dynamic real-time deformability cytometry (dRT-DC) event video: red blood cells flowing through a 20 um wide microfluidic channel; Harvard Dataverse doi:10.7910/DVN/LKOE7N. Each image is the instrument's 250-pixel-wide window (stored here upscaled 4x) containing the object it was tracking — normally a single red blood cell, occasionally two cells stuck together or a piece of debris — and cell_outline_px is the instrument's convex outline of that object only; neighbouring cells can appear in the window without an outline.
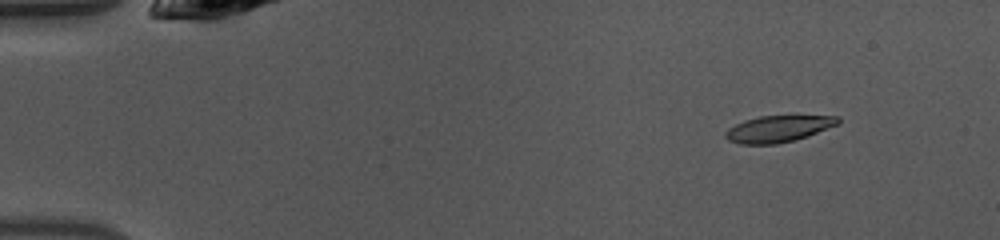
{"species": "common noctule bat (a hibernating species)", "species_latin": "Nyctalus noctula", "temperature_condition": "warm", "stored_images_in_passage": 49, "camera_frame_rate_fps": 3000, "um_per_image_px": 0.085, "animal": {"sex": "female", "body_mass_g": 10.0, "forearm_length_mm": 53.1}, "frame": {"image": 1, "passage_image": 6, "time_ms": 1.667, "image_size_px": [1000, 240], "cell_outline_px": [[840, 124], [796, 140], [776, 144], [740, 144], [728, 140], [724, 136], [724, 132], [728, 128], [744, 120], [760, 116], [840, 116]], "centroid_in_image_um": [66.15, 10.95], "position_along_channel_um": 18.8, "area_um2": 17.46}}
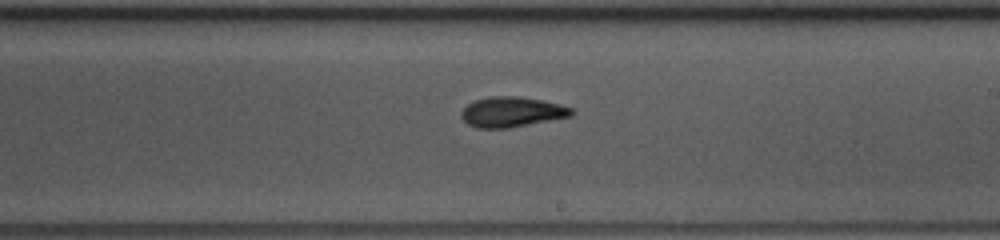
{"frame": {"image": 2, "passage_image": 29, "time_ms": 9.333, "image_size_px": [1000, 240], "cell_outline_px": [[572, 116], [508, 128], [476, 128], [468, 124], [460, 116], [460, 112], [468, 104], [476, 100], [492, 96], [520, 96], [560, 104], [572, 108]], "centroid_in_image_um": [43.48, 9.52], "position_along_channel_um": 245.5, "area_um2": 19.25}}
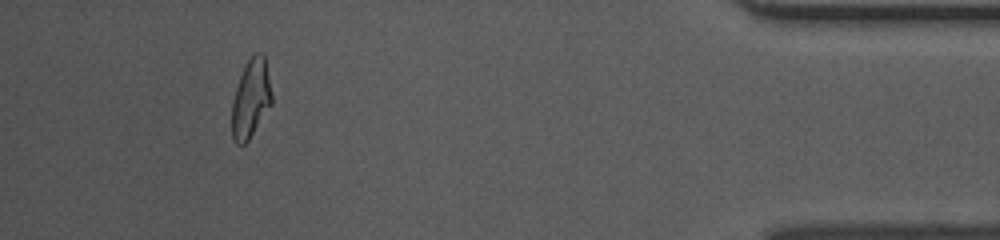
{"frame": {"image": 3, "passage_image": 45, "time_ms": 14.667, "image_size_px": [1000, 240], "cell_outline_px": [[272, 104], [248, 140], [240, 148], [232, 140], [232, 100], [244, 64], [252, 52], [264, 52], [272, 96]], "centroid_in_image_um": [21.31, 8.36], "position_along_channel_um": 413.9, "area_um2": 18.55}, "authors_computed_cell_mechanics": {"area_um2": 18.6694, "velocity_mm_per_s": 4.1685, "shape_relaxation_time_tau1_ms": 3.9569, "shape_relaxation_time_tau2_ms": 5.683, "deformation_change_tau1": 0.1806, "deformation_change_tau2": 0.1053}}